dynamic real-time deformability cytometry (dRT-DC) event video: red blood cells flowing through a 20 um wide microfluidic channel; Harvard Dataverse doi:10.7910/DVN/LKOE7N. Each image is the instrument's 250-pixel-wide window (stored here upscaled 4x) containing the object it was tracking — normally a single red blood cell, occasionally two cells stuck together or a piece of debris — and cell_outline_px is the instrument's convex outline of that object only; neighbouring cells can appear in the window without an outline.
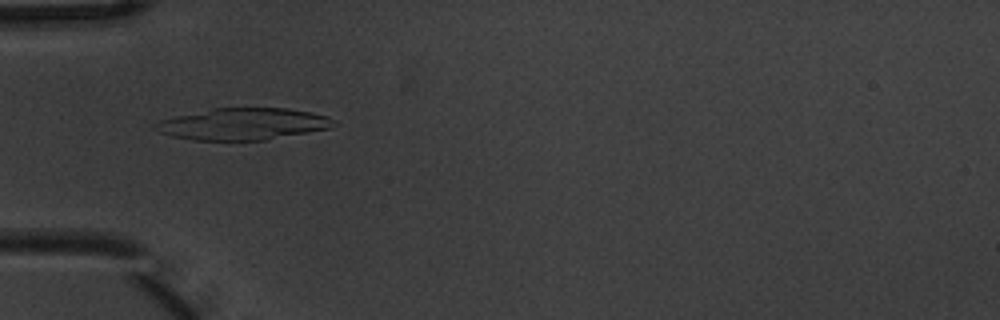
{"species": "common noctule bat (a hibernating species)", "species_latin": "Nyctalus noctula", "temperature_condition": "warm", "stored_images_in_passage": 3, "camera_frame_rate_fps": 3000, "um_per_image_px": 0.085, "animal": {"sex": "male", "body_mass_g": 20.1, "forearm_length_mm": 53.5}, "frame": {"image": 1, "passage_image": 2, "time_ms": 0.333, "image_size_px": [1000, 320], "cell_outline_px": [[336, 124], [328, 128], [308, 132], [264, 140], [192, 140], [172, 136], [160, 132], [152, 128], [152, 124], [160, 120], [176, 116], [212, 108], [288, 108], [312, 112], [328, 116], [336, 120]], "centroid_in_image_um": [20.64, 10.53], "position_along_channel_um": 64.4, "area_um2": 33.0}}